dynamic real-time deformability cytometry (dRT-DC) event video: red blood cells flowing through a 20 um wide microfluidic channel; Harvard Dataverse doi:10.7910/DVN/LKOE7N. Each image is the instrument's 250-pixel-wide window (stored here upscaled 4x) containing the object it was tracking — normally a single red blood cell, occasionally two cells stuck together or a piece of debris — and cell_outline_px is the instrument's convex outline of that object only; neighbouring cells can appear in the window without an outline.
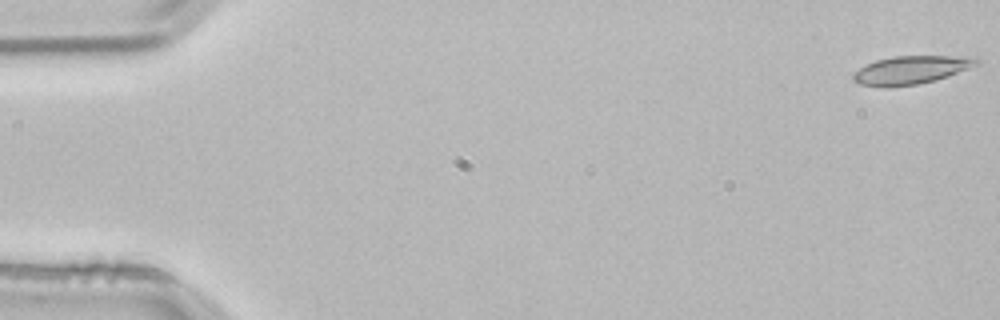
{"species": "common noctule bat (a hibernating species)", "species_latin": "Nyctalus noctula", "temperature_condition": "room temperature", "stored_images_in_passage": 15, "camera_frame_rate_fps": 3000, "um_per_image_px": 0.085, "animal": {"sex": "male", "body_mass_g": 21.5, "forearm_length_mm": 52.0}, "frame": {"image": 1, "passage_image": 1, "time_ms": 0.0, "image_size_px": [1000, 320], "cell_outline_px": [[980, 64], [936, 80], [916, 84], [884, 88], [860, 84], [852, 80], [852, 76], [860, 68], [876, 60], [896, 56], [976, 56], [980, 60]], "centroid_in_image_um": [77.47, 5.95], "position_along_channel_um": 7.5, "area_um2": 20.29}}
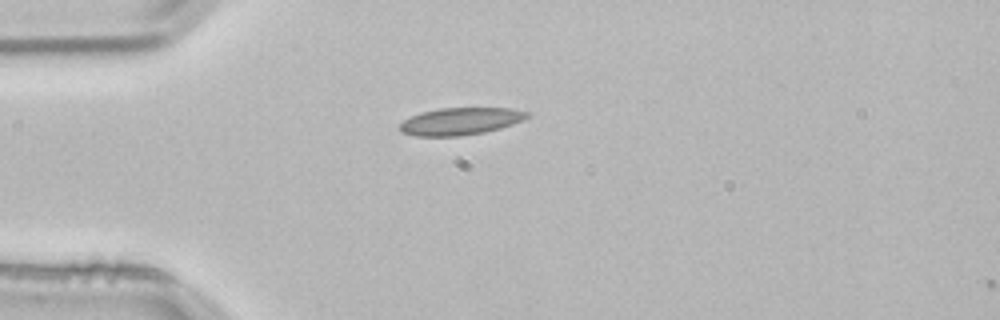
{"frame": {"image": 2, "passage_image": 14, "time_ms": 4.333, "image_size_px": [1000, 320], "cell_outline_px": [[532, 116], [524, 120], [500, 128], [484, 132], [460, 136], [416, 136], [400, 132], [400, 124], [404, 120], [420, 112], [440, 108], [512, 108], [532, 112]], "centroid_in_image_um": [39.19, 10.3], "position_along_channel_um": 45.8, "area_um2": 20.4}}